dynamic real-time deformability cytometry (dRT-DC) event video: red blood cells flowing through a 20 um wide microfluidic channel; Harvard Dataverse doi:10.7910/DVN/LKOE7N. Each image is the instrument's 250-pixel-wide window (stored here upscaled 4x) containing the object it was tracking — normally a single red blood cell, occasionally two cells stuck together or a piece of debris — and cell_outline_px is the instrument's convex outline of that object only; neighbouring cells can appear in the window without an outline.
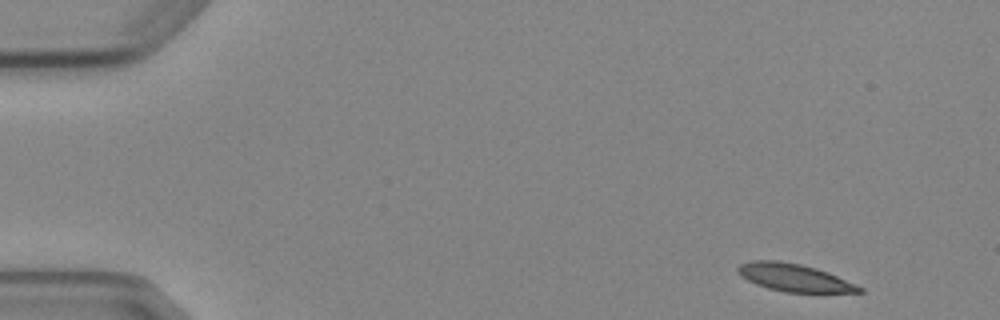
{"species": "Egyptian fruit bat (a non-hibernating species)", "species_latin": "Rousettus aegyptiacus", "temperature_condition": "cold", "stored_images_in_passage": 4, "camera_frame_rate_fps": 3000, "um_per_image_px": 0.085, "animal": {"sex": "female"}, "frame": {"image": 1, "passage_image": 1, "time_ms": 0.0, "image_size_px": [1000, 320], "cell_outline_px": [[864, 292], [784, 292], [768, 288], [756, 284], [740, 276], [736, 272], [736, 268], [740, 264], [752, 260], [776, 260], [800, 264], [816, 268], [828, 272], [856, 284], [864, 288]], "centroid_in_image_um": [67.48, 23.59], "position_along_channel_um": 17.5, "area_um2": 19.54}}
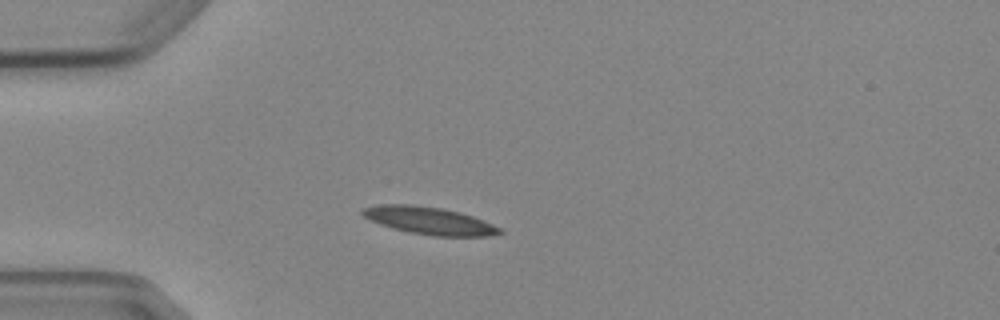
{"frame": {"image": 2, "passage_image": 4, "time_ms": 3.333, "image_size_px": [1000, 320], "cell_outline_px": [[504, 232], [488, 236], [432, 236], [408, 232], [392, 228], [368, 220], [360, 212], [360, 208], [380, 204], [412, 204], [444, 208], [460, 212], [472, 216], [492, 224], [500, 228]], "centroid_in_image_um": [36.43, 18.74], "position_along_channel_um": 48.6, "area_um2": 22.14}}